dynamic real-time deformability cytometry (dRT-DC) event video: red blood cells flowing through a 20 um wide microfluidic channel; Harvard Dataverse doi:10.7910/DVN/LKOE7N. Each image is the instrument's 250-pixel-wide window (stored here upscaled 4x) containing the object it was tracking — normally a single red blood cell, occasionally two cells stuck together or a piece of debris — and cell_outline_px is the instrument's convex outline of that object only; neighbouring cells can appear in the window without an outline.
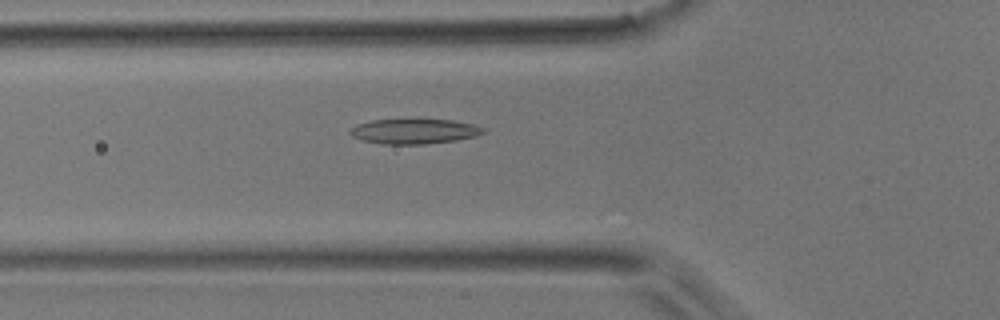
{"species": "common noctule bat (a hibernating species)", "species_latin": "Nyctalus noctula", "temperature_condition": "room temperature", "stored_images_in_passage": 44, "camera_frame_rate_fps": 3000, "um_per_image_px": 0.085, "animal": {"sex": "male", "body_mass_g": 17.9}, "frame": {"image": 1, "passage_image": 10, "time_ms": 3.0, "image_size_px": [1000, 320], "cell_outline_px": [[484, 132], [476, 136], [456, 140], [424, 144], [384, 144], [364, 140], [352, 136], [348, 132], [356, 124], [372, 120], [452, 120], [472, 124], [484, 128]], "centroid_in_image_um": [35.2, 11.16], "position_along_channel_um": 90.6, "area_um2": 19.07}}
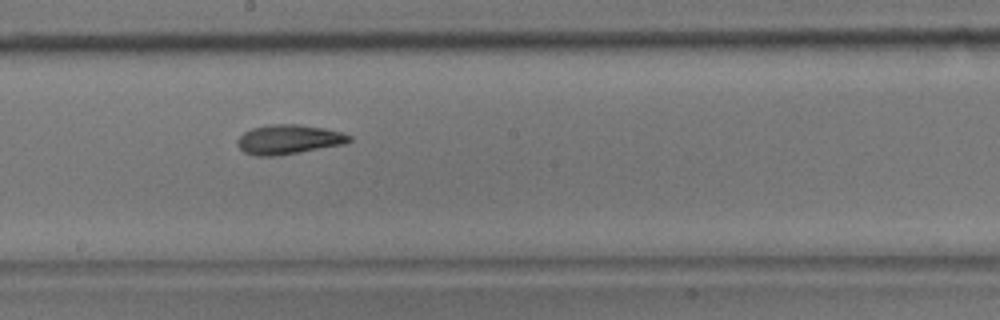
{"frame": {"image": 2, "passage_image": 20, "time_ms": 6.333, "image_size_px": [1000, 320], "cell_outline_px": [[352, 140], [344, 144], [276, 156], [256, 156], [244, 152], [236, 144], [236, 140], [244, 132], [252, 128], [272, 124], [300, 124], [324, 128], [340, 132], [352, 136]], "centroid_in_image_um": [24.52, 11.85], "position_along_channel_um": 223.7, "area_um2": 19.19}}
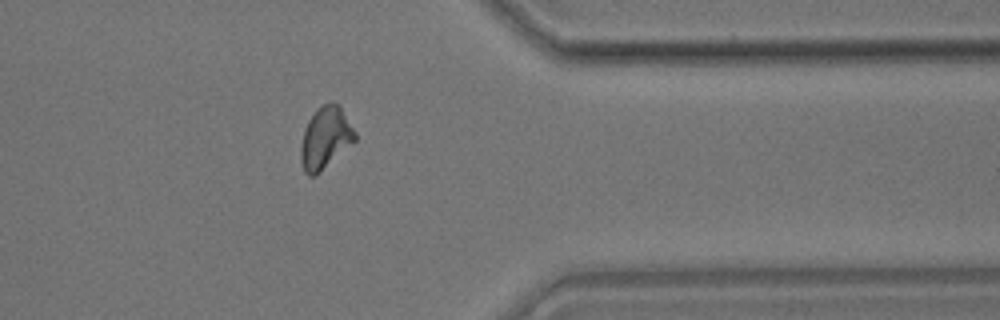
{"frame": {"image": 3, "passage_image": 33, "time_ms": 10.667, "image_size_px": [1000, 320], "cell_outline_px": [[356, 140], [316, 176], [308, 176], [304, 172], [300, 160], [300, 148], [304, 128], [308, 120], [316, 108], [332, 100], [340, 108], [356, 132]], "centroid_in_image_um": [27.62, 11.74], "position_along_channel_um": 383.8, "area_um2": 19.59}}